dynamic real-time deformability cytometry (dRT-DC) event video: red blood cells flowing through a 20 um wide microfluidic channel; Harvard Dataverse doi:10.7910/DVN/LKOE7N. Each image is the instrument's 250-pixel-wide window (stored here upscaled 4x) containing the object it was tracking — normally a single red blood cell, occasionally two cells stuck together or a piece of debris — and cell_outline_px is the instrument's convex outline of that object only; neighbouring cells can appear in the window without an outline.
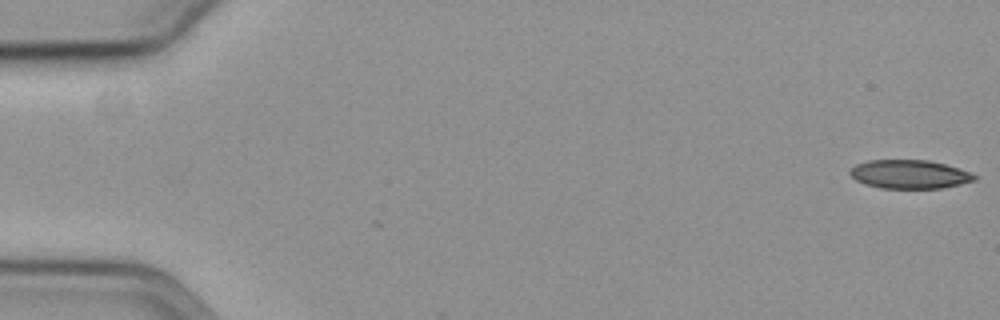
{"species": "common noctule bat (a hibernating species)", "species_latin": "Nyctalus noctula", "temperature_condition": "cold", "stored_images_in_passage": 58, "camera_frame_rate_fps": 3000, "um_per_image_px": 0.085, "animal": {"sex": "female", "body_mass_g": 19.3, "forearm_length_mm": 54.1}, "frame": {"image": 1, "passage_image": 1, "time_ms": 0.0, "image_size_px": [1000, 320], "cell_outline_px": [[976, 180], [960, 184], [940, 188], [880, 188], [864, 184], [856, 180], [848, 172], [856, 164], [868, 160], [928, 160], [960, 168], [972, 172], [976, 176]], "centroid_in_image_um": [77.31, 14.81], "position_along_channel_um": 7.7, "area_um2": 20.81}}
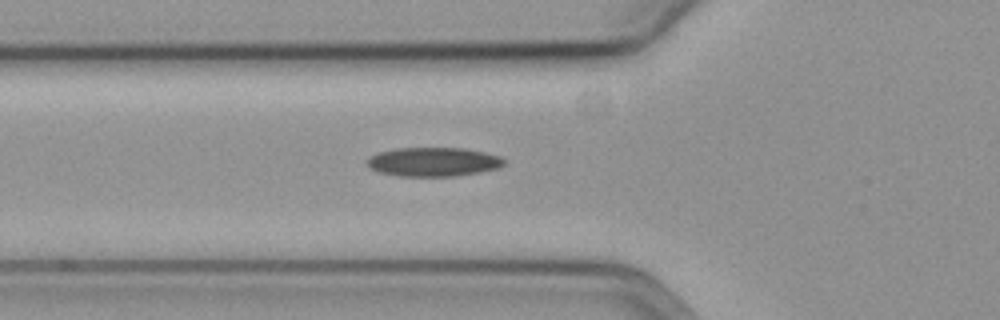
{"frame": {"image": 2, "passage_image": 21, "time_ms": 6.667, "image_size_px": [1000, 320], "cell_outline_px": [[504, 164], [500, 168], [480, 172], [456, 176], [400, 176], [380, 172], [372, 168], [368, 164], [368, 160], [372, 156], [380, 152], [396, 148], [464, 148], [484, 152], [500, 156], [504, 160]], "centroid_in_image_um": [36.9, 13.76], "position_along_channel_um": 88.9, "area_um2": 22.95}}
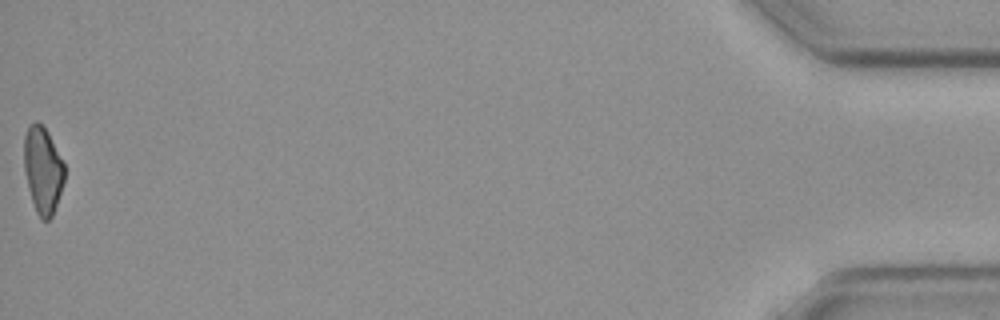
{"frame": {"image": 3, "passage_image": 58, "time_ms": 19.0, "image_size_px": [1000, 320], "cell_outline_px": [[64, 180], [52, 216], [48, 220], [40, 220], [36, 212], [28, 188], [24, 172], [24, 136], [28, 124], [36, 120], [48, 132], [64, 164]], "centroid_in_image_um": [3.61, 14.44], "position_along_channel_um": 431.6, "area_um2": 20.35}, "authors_computed_cell_mechanics": {"area_um2": 22.2241, "velocity_mm_per_s": 3.6216, "shape_relaxation_time_tau1_ms": 8.4873, "shape_relaxation_time_tau2_ms": null, "deformation_change_tau1": 0.1341, "deformation_change_tau2": null}}